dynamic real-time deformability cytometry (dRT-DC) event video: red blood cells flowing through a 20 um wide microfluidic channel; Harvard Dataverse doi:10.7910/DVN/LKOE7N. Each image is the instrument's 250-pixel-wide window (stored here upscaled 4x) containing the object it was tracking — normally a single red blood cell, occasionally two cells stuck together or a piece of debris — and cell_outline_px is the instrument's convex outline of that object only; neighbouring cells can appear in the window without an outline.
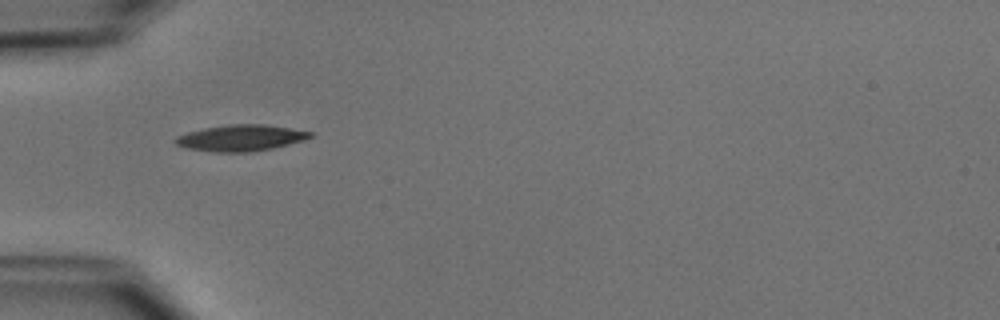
{"species": "common noctule bat (a hibernating species)", "species_latin": "Nyctalus noctula", "temperature_condition": "cold", "stored_images_in_passage": 36, "camera_frame_rate_fps": 3000, "um_per_image_px": 0.085, "animal": {"sex": "male", "body_mass_g": 15.6}, "frame": {"image": 1, "passage_image": 1, "time_ms": 0.0, "image_size_px": [1000, 320], "cell_outline_px": [[312, 136], [304, 140], [272, 148], [248, 152], [212, 152], [188, 148], [176, 144], [172, 140], [176, 136], [188, 132], [204, 128], [228, 124], [264, 124], [312, 132]], "centroid_in_image_um": [20.42, 11.72], "position_along_channel_um": 64.6, "area_um2": 20.46}}
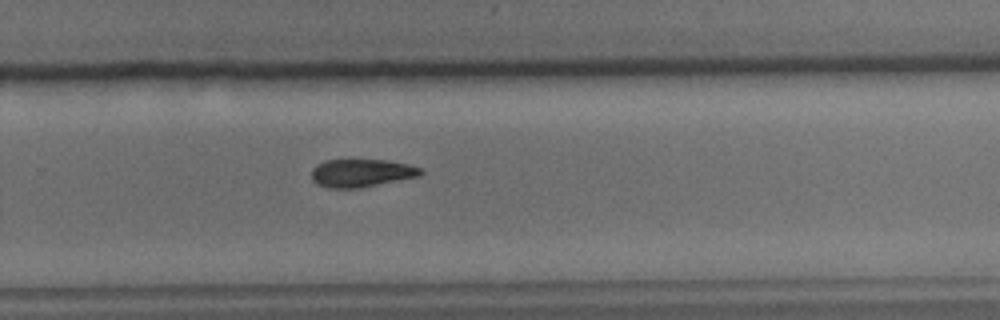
{"frame": {"image": 2, "passage_image": 19, "time_ms": 6.0, "image_size_px": [1000, 320], "cell_outline_px": [[424, 172], [420, 176], [360, 188], [328, 188], [316, 184], [312, 180], [312, 168], [316, 164], [324, 160], [384, 160], [408, 164], [420, 168]], "centroid_in_image_um": [30.69, 14.71], "position_along_channel_um": 299.1, "area_um2": 17.86}}
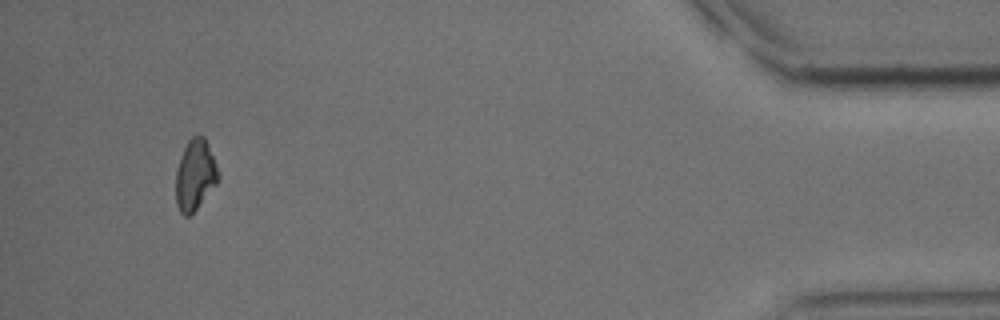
{"frame": {"image": 3, "passage_image": 33, "time_ms": 10.667, "image_size_px": [1000, 320], "cell_outline_px": [[220, 180], [196, 208], [188, 216], [184, 216], [180, 212], [176, 204], [176, 172], [180, 156], [188, 140], [192, 136], [204, 136], [208, 144], [216, 164], [220, 176]], "centroid_in_image_um": [16.59, 14.86], "position_along_channel_um": 418.6, "area_um2": 17.4}, "authors_computed_cell_mechanics": {"area_um2": 18.2937, "velocity_mm_per_s": 3.9424, "shape_relaxation_time_tau1_ms": 4.2709, "shape_relaxation_time_tau2_ms": null, "deformation_change_tau1": 0.1128, "deformation_change_tau2": null}}